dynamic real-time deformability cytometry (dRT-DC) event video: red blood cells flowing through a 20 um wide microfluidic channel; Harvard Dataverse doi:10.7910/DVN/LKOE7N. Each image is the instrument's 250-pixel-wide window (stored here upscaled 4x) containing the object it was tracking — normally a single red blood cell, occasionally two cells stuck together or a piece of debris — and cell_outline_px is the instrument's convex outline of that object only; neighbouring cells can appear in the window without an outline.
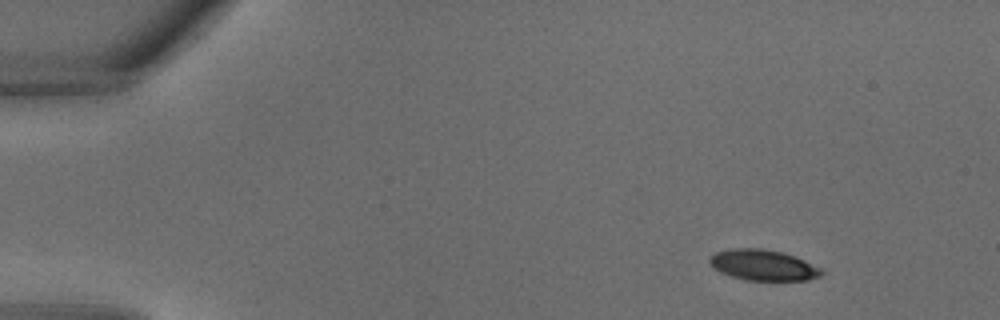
{"species": "common noctule bat (a hibernating species)", "species_latin": "Nyctalus noctula", "temperature_condition": "warm", "stored_images_in_passage": 30, "camera_frame_rate_fps": 3000, "um_per_image_px": 0.085, "animal": {"sex": "male", "body_mass_g": 18.8}, "frame": {"image": 1, "passage_image": 1, "time_ms": 0.0, "image_size_px": [1000, 320], "cell_outline_px": [[824, 272], [820, 276], [808, 280], [748, 280], [732, 276], [720, 272], [708, 260], [708, 256], [716, 252], [732, 248], [760, 248], [784, 252], [804, 260], [820, 268]], "centroid_in_image_um": [64.87, 22.52], "position_along_channel_um": 20.1, "area_um2": 19.94}}
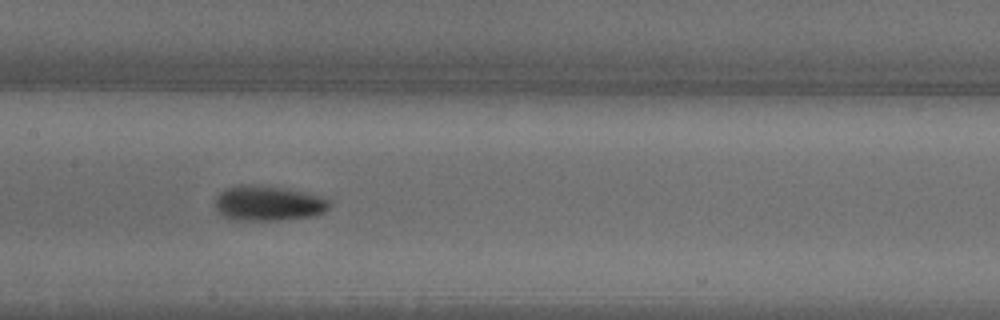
{"frame": {"image": 2, "passage_image": 14, "time_ms": 4.333, "image_size_px": [1000, 320], "cell_outline_px": [[332, 204], [324, 212], [312, 216], [280, 220], [232, 220], [224, 216], [216, 208], [216, 196], [224, 188], [236, 184], [252, 184], [280, 188], [324, 196]], "centroid_in_image_um": [22.79, 17.27], "position_along_channel_um": 184.6, "area_um2": 23.41}}
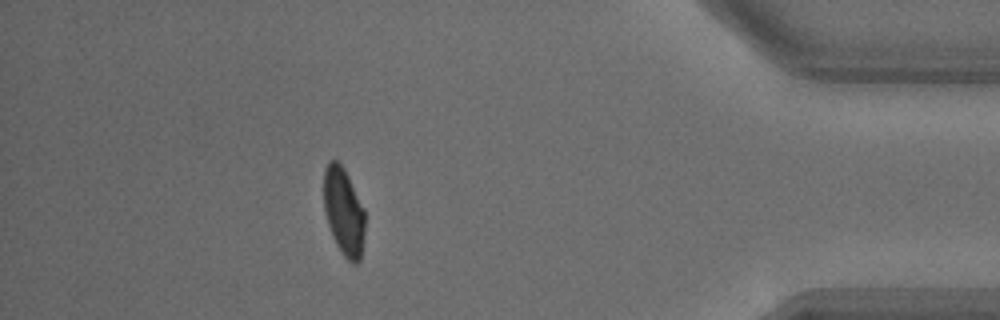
{"frame": {"image": 3, "passage_image": 27, "time_ms": 8.667, "image_size_px": [1000, 320], "cell_outline_px": [[364, 232], [360, 260], [356, 264], [352, 264], [344, 256], [336, 244], [328, 224], [324, 212], [324, 168], [328, 160], [336, 160], [344, 168], [364, 208]], "centroid_in_image_um": [29.2, 17.97], "position_along_channel_um": 406.0, "area_um2": 20.98}}